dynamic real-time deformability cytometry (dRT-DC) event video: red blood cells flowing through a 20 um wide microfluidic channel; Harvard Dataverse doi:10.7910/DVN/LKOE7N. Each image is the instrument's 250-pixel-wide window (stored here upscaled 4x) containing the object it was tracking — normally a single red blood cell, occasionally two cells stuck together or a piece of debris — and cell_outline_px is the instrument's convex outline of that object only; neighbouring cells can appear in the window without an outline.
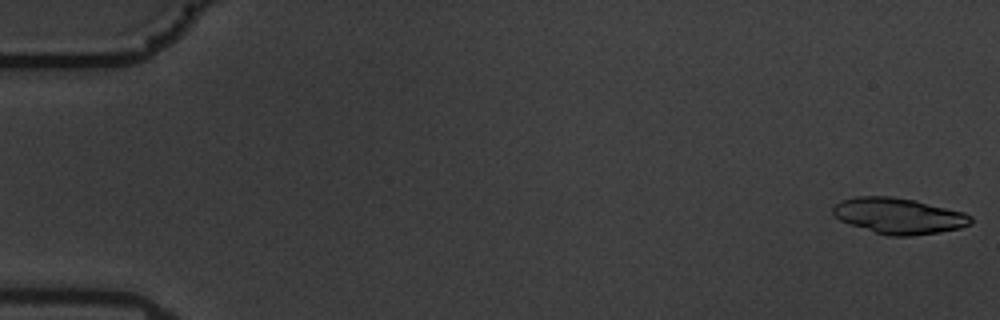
{"species": "common noctule bat (a hibernating species)", "species_latin": "Nyctalus noctula", "temperature_condition": "warm", "stored_images_in_passage": 59, "camera_frame_rate_fps": 3000, "um_per_image_px": 0.085, "animal": {"sex": "male", "body_mass_g": 19.5, "forearm_length_mm": 54.6}, "frame": {"image": 1, "passage_image": 1, "time_ms": 0.0, "image_size_px": [1000, 320], "cell_outline_px": [[972, 224], [960, 228], [940, 232], [912, 236], [888, 236], [840, 220], [832, 212], [832, 208], [840, 200], [856, 196], [892, 196], [916, 200], [964, 212], [972, 216]], "centroid_in_image_um": [76.43, 18.34], "position_along_channel_um": 8.6, "area_um2": 28.84}}
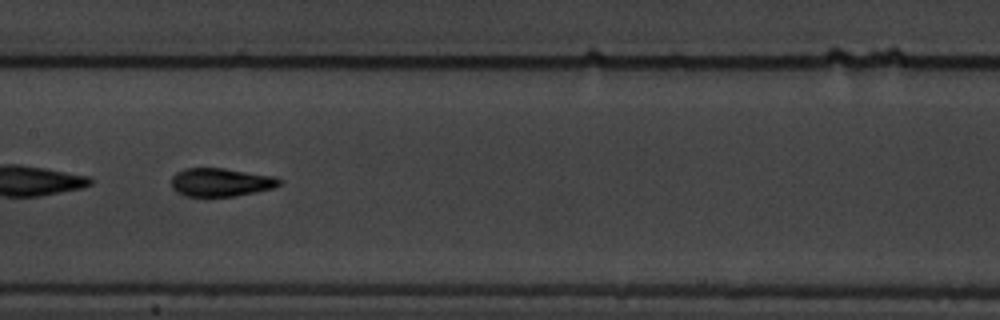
{"frame": {"image": 2, "passage_image": 30, "time_ms": 9.667, "image_size_px": [1000, 320], "cell_outline_px": [[284, 180], [280, 184], [272, 188], [236, 196], [184, 196], [176, 192], [172, 188], [172, 176], [176, 172], [184, 168], [224, 168], [276, 176]], "centroid_in_image_um": [18.77, 15.48], "position_along_channel_um": 188.6, "area_um2": 17.98}}
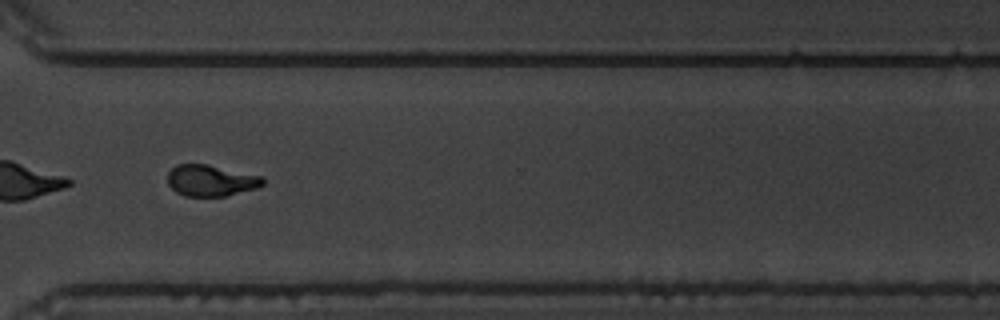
{"frame": {"image": 3, "passage_image": 44, "time_ms": 14.333, "image_size_px": [1000, 320], "cell_outline_px": [[264, 184], [256, 188], [224, 196], [184, 196], [176, 192], [168, 184], [168, 172], [176, 164], [208, 164], [264, 176]], "centroid_in_image_um": [17.93, 15.33], "position_along_channel_um": 352.7, "area_um2": 17.46}, "authors_computed_cell_mechanics": {"area_um2": 17.9758, "velocity_mm_per_s": 3.5194, "shape_relaxation_time_tau1_ms": 3.8993, "shape_relaxation_time_tau2_ms": 1.4139, "deformation_change_tau1": 0.1858, "deformation_change_tau2": 0.0741}}